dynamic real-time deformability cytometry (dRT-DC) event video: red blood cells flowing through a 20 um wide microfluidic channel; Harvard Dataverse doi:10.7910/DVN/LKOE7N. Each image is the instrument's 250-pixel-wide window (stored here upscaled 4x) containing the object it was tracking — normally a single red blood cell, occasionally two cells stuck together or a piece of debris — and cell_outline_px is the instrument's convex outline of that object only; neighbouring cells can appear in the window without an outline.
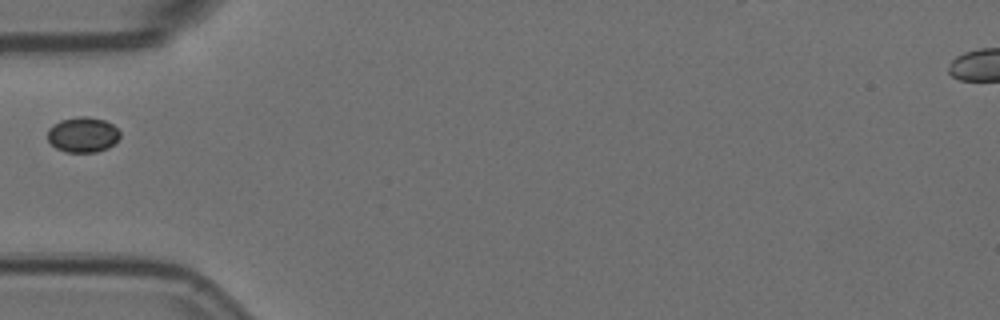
{"species": "Egyptian fruit bat (a non-hibernating species)", "species_latin": "Rousettus aegyptiacus", "temperature_condition": "room temperature", "stored_images_in_passage": 6, "segment_of_instrument_passage": [2, 2], "camera_frame_rate_fps": 3000, "um_per_image_px": 0.085, "animal": {"sex": "female"}, "frame": {"image": 1, "passage_image": 5, "time_ms": 1.333, "image_size_px": [1000, 320], "cell_outline_px": [[120, 136], [108, 148], [96, 152], [64, 152], [56, 148], [48, 140], [48, 128], [52, 124], [60, 120], [76, 116], [88, 116], [104, 120], [112, 124], [120, 132]], "centroid_in_image_um": [7.01, 11.44], "position_along_channel_um": 78.0, "area_um2": 14.97}}
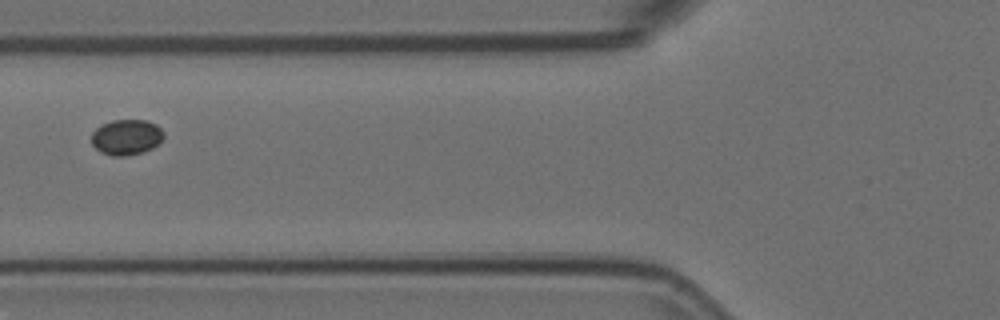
{"frame": {"image": 2, "passage_image": 6, "time_ms": 1.667, "image_size_px": [1000, 320], "cell_outline_px": [[164, 136], [152, 148], [144, 152], [124, 156], [112, 156], [100, 152], [92, 144], [92, 132], [96, 128], [112, 120], [148, 120], [156, 124], [164, 132]], "centroid_in_image_um": [10.74, 11.66], "position_along_channel_um": 115.1, "area_um2": 14.91}}